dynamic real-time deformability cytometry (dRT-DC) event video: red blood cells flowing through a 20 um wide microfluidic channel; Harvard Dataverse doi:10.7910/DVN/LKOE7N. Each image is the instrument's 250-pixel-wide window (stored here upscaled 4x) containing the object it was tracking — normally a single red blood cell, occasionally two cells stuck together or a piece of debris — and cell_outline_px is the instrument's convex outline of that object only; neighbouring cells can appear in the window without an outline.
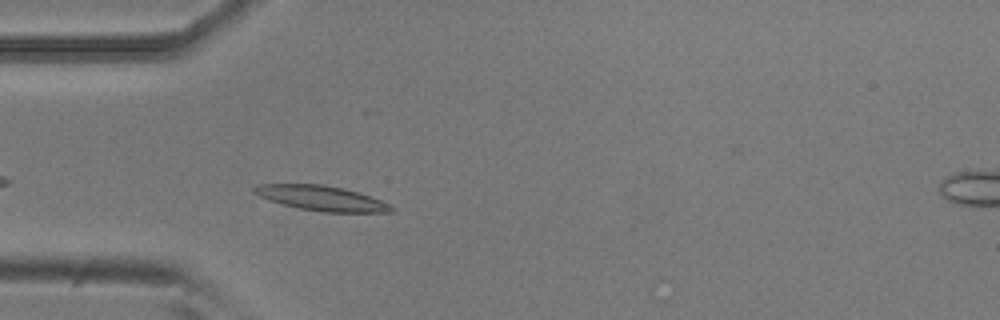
{"species": "common noctule bat (a hibernating species)", "species_latin": "Nyctalus noctula", "temperature_condition": "room temperature", "stored_images_in_passage": 15, "camera_frame_rate_fps": 3000, "um_per_image_px": 0.085, "animal": {"sex": "male", "body_mass_g": 20.5, "forearm_length_mm": 52.5}, "frame": {"image": 1, "passage_image": 5, "time_ms": 1.333, "image_size_px": [1000, 320], "cell_outline_px": [[396, 212], [320, 212], [300, 208], [284, 204], [260, 196], [252, 192], [252, 188], [260, 184], [324, 184], [344, 188], [380, 200], [396, 208]], "centroid_in_image_um": [27.35, 16.84], "position_along_channel_um": 57.6, "area_um2": 19.71}}
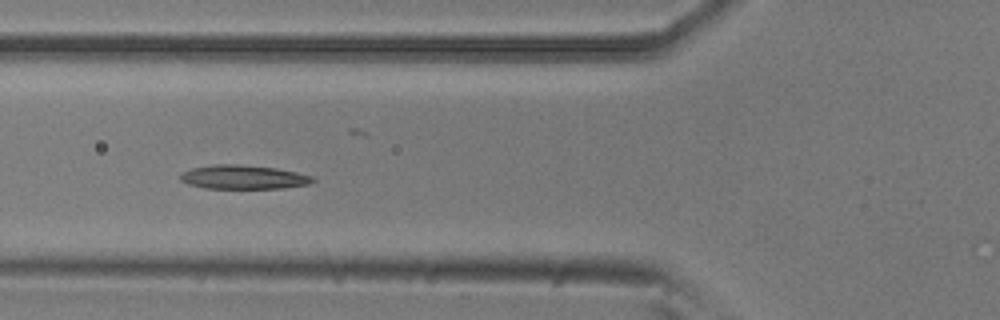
{"frame": {"image": 2, "passage_image": 9, "time_ms": 2.667, "image_size_px": [1000, 320], "cell_outline_px": [[316, 180], [308, 184], [284, 188], [204, 188], [188, 184], [180, 180], [180, 176], [184, 172], [192, 168], [216, 164], [240, 164], [276, 168], [296, 172], [312, 176]], "centroid_in_image_um": [20.7, 15.05], "position_along_channel_um": 105.1, "area_um2": 18.38}}